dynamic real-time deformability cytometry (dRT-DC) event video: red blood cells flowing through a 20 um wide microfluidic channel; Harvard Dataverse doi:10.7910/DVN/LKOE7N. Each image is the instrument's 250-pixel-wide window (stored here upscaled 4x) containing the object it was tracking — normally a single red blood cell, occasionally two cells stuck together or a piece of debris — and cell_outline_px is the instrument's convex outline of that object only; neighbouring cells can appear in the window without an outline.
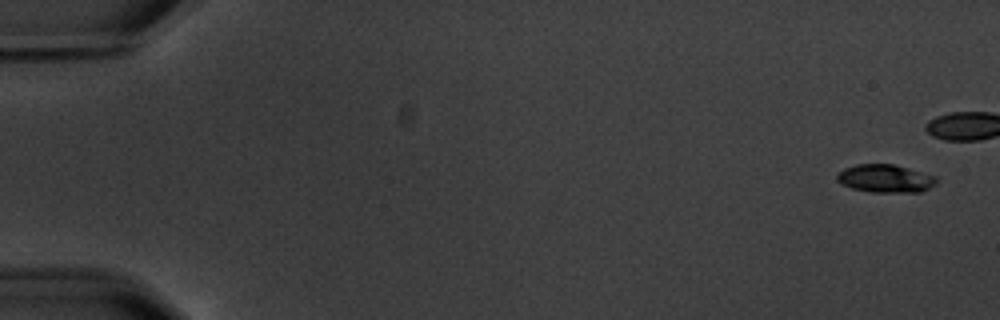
{"species": "common noctule bat (a hibernating species)", "species_latin": "Nyctalus noctula", "temperature_condition": "warm", "stored_images_in_passage": 6, "camera_frame_rate_fps": 3000, "um_per_image_px": 0.085, "animal": {"sex": "male", "body_mass_g": 20.1, "forearm_length_mm": 53.5}, "frame": {"image": 1, "passage_image": 1, "time_ms": 0.0, "image_size_px": [1000, 320], "cell_outline_px": [[936, 184], [920, 192], [872, 192], [852, 188], [840, 184], [836, 180], [836, 176], [844, 168], [856, 164], [892, 164], [908, 168], [936, 176]], "centroid_in_image_um": [75.23, 15.17], "position_along_channel_um": 9.8, "area_um2": 16.18}}
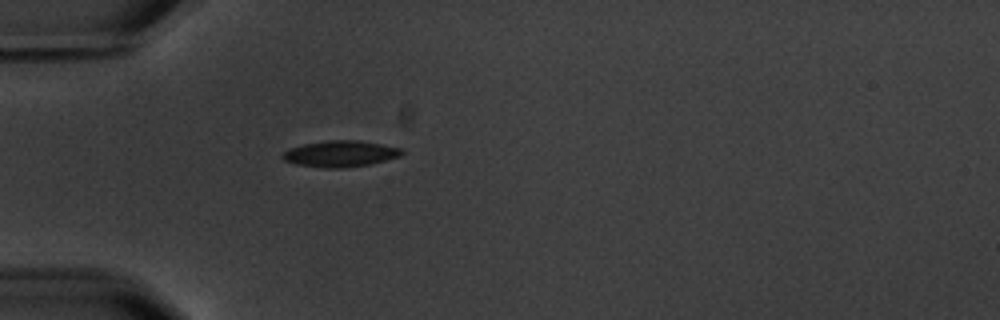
{"frame": {"image": 2, "passage_image": 6, "time_ms": 6.667, "image_size_px": [1000, 320], "cell_outline_px": [[404, 152], [400, 156], [368, 164], [344, 168], [324, 168], [296, 164], [284, 160], [280, 156], [288, 148], [304, 144], [328, 140], [360, 140], [400, 148]], "centroid_in_image_um": [28.89, 13.06], "position_along_channel_um": 56.1, "area_um2": 18.09}}